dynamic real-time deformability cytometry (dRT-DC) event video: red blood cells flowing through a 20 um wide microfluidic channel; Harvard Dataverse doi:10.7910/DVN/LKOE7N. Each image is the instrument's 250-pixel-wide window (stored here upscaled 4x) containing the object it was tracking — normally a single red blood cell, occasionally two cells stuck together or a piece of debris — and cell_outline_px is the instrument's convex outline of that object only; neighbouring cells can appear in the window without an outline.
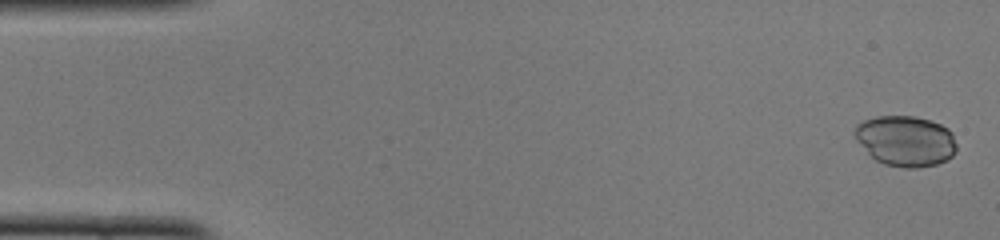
{"species": "common noctule bat (a hibernating species)", "species_latin": "Nyctalus noctula", "temperature_condition": "cold", "stored_images_in_passage": 51, "camera_frame_rate_fps": 3000, "um_per_image_px": 0.085, "animal": {"sex": "female", "body_mass_g": 22.0, "forearm_length_mm": 56.7}, "frame": {"image": 1, "passage_image": 2, "time_ms": 0.333, "image_size_px": [1000, 240], "cell_outline_px": [[956, 152], [948, 160], [936, 164], [916, 168], [900, 168], [884, 164], [876, 160], [856, 140], [856, 124], [864, 120], [876, 116], [916, 116], [932, 120], [948, 128], [952, 132], [956, 144]], "centroid_in_image_um": [77.01, 11.98], "position_along_channel_um": 8.0, "area_um2": 30.17}}